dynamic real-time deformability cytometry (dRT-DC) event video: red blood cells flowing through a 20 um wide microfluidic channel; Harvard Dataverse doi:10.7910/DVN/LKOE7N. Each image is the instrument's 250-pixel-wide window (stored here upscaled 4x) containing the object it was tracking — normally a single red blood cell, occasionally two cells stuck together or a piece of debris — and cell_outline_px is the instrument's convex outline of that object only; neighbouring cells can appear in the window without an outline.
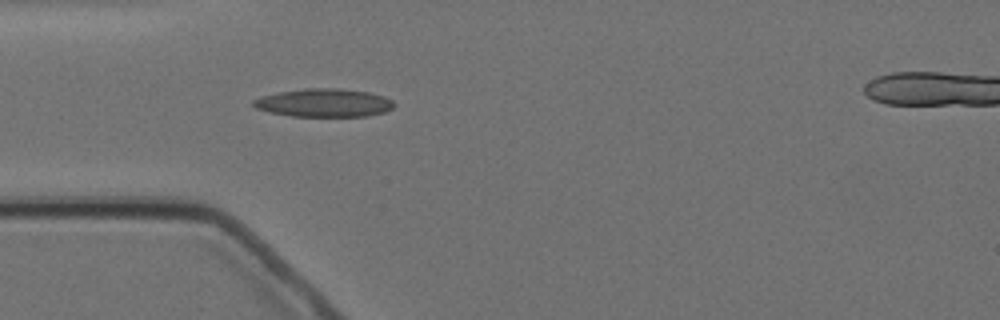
{"species": "Egyptian fruit bat (a non-hibernating species)", "species_latin": "Rousettus aegyptiacus", "temperature_condition": "cold", "stored_images_in_passage": 5, "segment_of_instrument_passage": [1, 2], "camera_frame_rate_fps": 3000, "um_per_image_px": 0.085, "animal": {"sex": "female"}, "frame": {"image": 1, "passage_image": 4, "time_ms": 3.667, "image_size_px": [1000, 320], "cell_outline_px": [[396, 104], [392, 108], [384, 112], [368, 116], [292, 116], [268, 112], [256, 108], [252, 104], [252, 100], [260, 96], [280, 92], [308, 88], [340, 88], [368, 92], [384, 96], [392, 100]], "centroid_in_image_um": [27.54, 8.74], "position_along_channel_um": 57.5, "area_um2": 23.18}}